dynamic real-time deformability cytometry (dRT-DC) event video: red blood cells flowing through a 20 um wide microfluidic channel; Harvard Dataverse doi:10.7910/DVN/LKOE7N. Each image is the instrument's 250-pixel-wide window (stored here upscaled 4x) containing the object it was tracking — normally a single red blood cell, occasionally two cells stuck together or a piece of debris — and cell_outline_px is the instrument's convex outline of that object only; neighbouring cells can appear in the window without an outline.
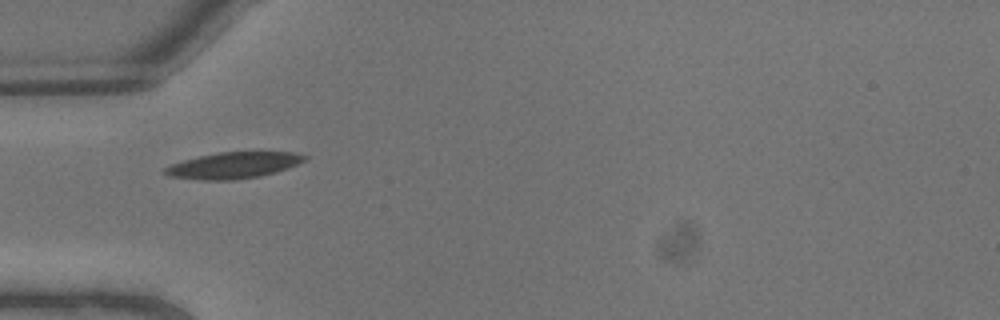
{"species": "common noctule bat (a hibernating species)", "species_latin": "Nyctalus noctula", "temperature_condition": "warm", "stored_images_in_passage": 2, "camera_frame_rate_fps": 3000, "um_per_image_px": 0.085, "animal": {"sex": "male", "body_mass_g": 13.3}, "frame": {"image": 1, "passage_image": 1, "time_ms": 0.0, "image_size_px": [1000, 320], "cell_outline_px": [[308, 160], [288, 168], [276, 172], [260, 176], [232, 180], [200, 180], [168, 176], [164, 172], [164, 168], [172, 164], [184, 160], [200, 156], [220, 152], [292, 152], [308, 156]], "centroid_in_image_um": [19.88, 14.05], "position_along_channel_um": 65.1, "area_um2": 21.33}}
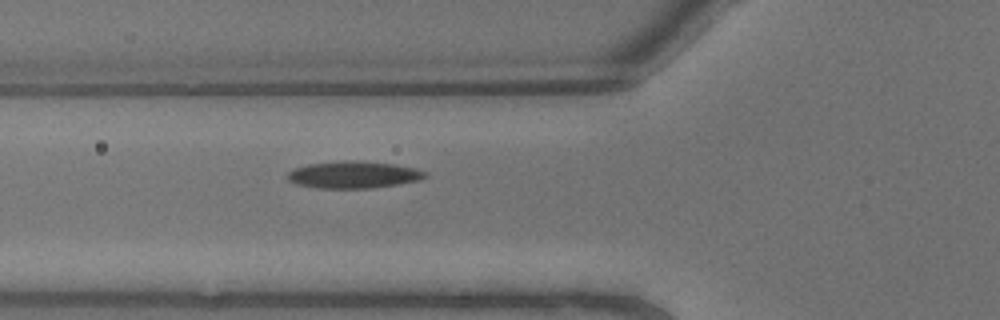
{"frame": {"image": 2, "passage_image": 2, "time_ms": 0.333, "image_size_px": [1000, 320], "cell_outline_px": [[428, 176], [420, 180], [372, 188], [316, 188], [296, 184], [288, 180], [288, 172], [296, 168], [308, 164], [344, 160], [356, 160], [396, 164], [416, 168], [428, 172]], "centroid_in_image_um": [30.09, 14.84], "position_along_channel_um": 95.7, "area_um2": 21.79}}